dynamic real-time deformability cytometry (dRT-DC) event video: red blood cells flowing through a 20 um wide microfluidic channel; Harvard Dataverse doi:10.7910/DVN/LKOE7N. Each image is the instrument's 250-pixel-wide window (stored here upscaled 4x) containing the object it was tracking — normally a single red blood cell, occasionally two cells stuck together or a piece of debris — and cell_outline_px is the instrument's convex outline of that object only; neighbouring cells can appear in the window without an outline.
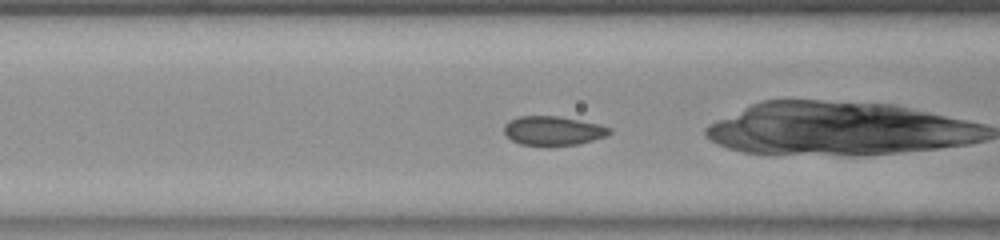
{"species": "common noctule bat (a hibernating species)", "species_latin": "Nyctalus noctula", "temperature_condition": "room temperature", "stored_images_in_passage": 45, "camera_frame_rate_fps": 3000, "um_per_image_px": 0.085, "animal": {"sex": "female", "body_mass_g": 23.0, "forearm_length_mm": 53.4}, "frame": {"image": 1, "passage_image": 13, "time_ms": 4.0, "image_size_px": [1000, 240], "cell_outline_px": [[612, 132], [604, 136], [580, 144], [548, 148], [520, 144], [512, 140], [504, 132], [504, 124], [508, 120], [520, 116], [556, 116], [596, 124], [612, 128]], "centroid_in_image_um": [46.96, 11.15], "position_along_channel_um": 119.6, "area_um2": 18.21}}
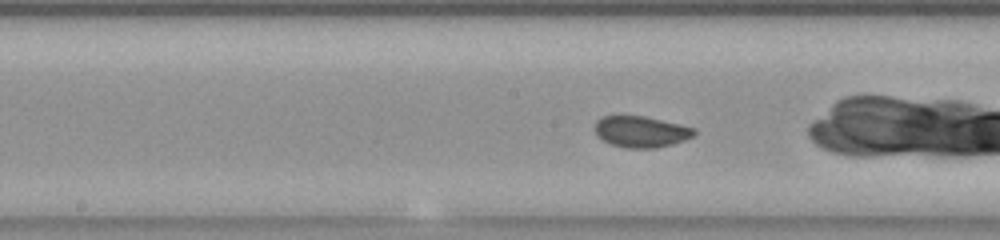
{"frame": {"image": 2, "passage_image": 19, "time_ms": 6.0, "image_size_px": [1000, 240], "cell_outline_px": [[696, 132], [692, 136], [684, 140], [672, 144], [656, 148], [624, 148], [612, 144], [604, 140], [596, 132], [596, 120], [604, 116], [644, 116], [696, 128]], "centroid_in_image_um": [54.51, 11.2], "position_along_channel_um": 193.7, "area_um2": 17.8}}
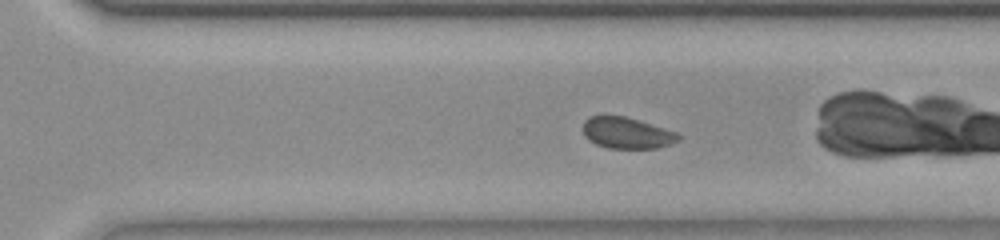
{"frame": {"image": 3, "passage_image": 29, "time_ms": 9.333, "image_size_px": [1000, 240], "cell_outline_px": [[680, 140], [672, 144], [656, 148], [608, 148], [596, 144], [588, 140], [584, 136], [584, 120], [588, 116], [624, 116], [676, 132], [680, 136]], "centroid_in_image_um": [53.27, 11.31], "position_along_channel_um": 317.3, "area_um2": 17.22}, "authors_computed_cell_mechanics": {"area_um2": 18.1492, "velocity_mm_per_s": 3.7179, "shape_relaxation_time_tau1_ms": 3.3628, "shape_relaxation_time_tau2_ms": null, "deformation_change_tau1": 0.0861, "deformation_change_tau2": null}}